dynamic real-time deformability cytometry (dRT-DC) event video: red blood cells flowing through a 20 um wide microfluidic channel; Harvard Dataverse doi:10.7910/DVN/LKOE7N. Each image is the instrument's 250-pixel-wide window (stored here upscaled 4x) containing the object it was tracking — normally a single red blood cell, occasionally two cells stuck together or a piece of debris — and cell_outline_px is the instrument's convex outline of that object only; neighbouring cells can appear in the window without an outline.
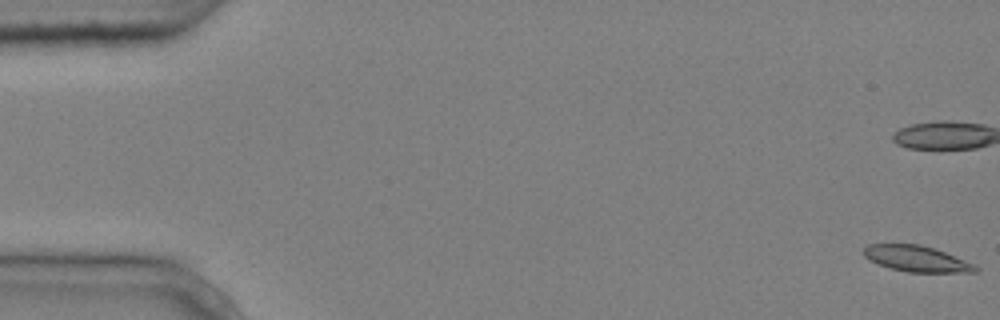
{"species": "common noctule bat (a hibernating species)", "species_latin": "Nyctalus noctula", "temperature_condition": "cold", "stored_images_in_passage": 5, "camera_frame_rate_fps": 3000, "um_per_image_px": 0.085, "animal": {"sex": "male", "body_mass_g": 20.4}, "frame": {"image": 1, "passage_image": 1, "time_ms": 0.0, "image_size_px": [1000, 320], "cell_outline_px": [[980, 272], [908, 272], [888, 268], [864, 256], [864, 248], [868, 244], [920, 244], [944, 252], [976, 264], [980, 268]], "centroid_in_image_um": [77.96, 22.0], "position_along_channel_um": 7.0, "area_um2": 16.82}}